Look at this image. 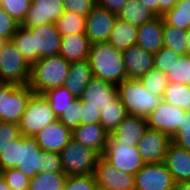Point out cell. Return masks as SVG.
Here are the masks:
<instances>
[{
  "label": "cell",
  "instance_id": "11",
  "mask_svg": "<svg viewBox=\"0 0 190 190\" xmlns=\"http://www.w3.org/2000/svg\"><path fill=\"white\" fill-rule=\"evenodd\" d=\"M97 186L105 190H130L135 186L134 175L120 172L102 156L94 170Z\"/></svg>",
  "mask_w": 190,
  "mask_h": 190
},
{
  "label": "cell",
  "instance_id": "31",
  "mask_svg": "<svg viewBox=\"0 0 190 190\" xmlns=\"http://www.w3.org/2000/svg\"><path fill=\"white\" fill-rule=\"evenodd\" d=\"M162 18L165 23L186 31L190 27V0H178Z\"/></svg>",
  "mask_w": 190,
  "mask_h": 190
},
{
  "label": "cell",
  "instance_id": "17",
  "mask_svg": "<svg viewBox=\"0 0 190 190\" xmlns=\"http://www.w3.org/2000/svg\"><path fill=\"white\" fill-rule=\"evenodd\" d=\"M127 79L139 80L154 67V54L139 45H132L122 52Z\"/></svg>",
  "mask_w": 190,
  "mask_h": 190
},
{
  "label": "cell",
  "instance_id": "46",
  "mask_svg": "<svg viewBox=\"0 0 190 190\" xmlns=\"http://www.w3.org/2000/svg\"><path fill=\"white\" fill-rule=\"evenodd\" d=\"M64 12L87 16L97 5V0H63Z\"/></svg>",
  "mask_w": 190,
  "mask_h": 190
},
{
  "label": "cell",
  "instance_id": "35",
  "mask_svg": "<svg viewBox=\"0 0 190 190\" xmlns=\"http://www.w3.org/2000/svg\"><path fill=\"white\" fill-rule=\"evenodd\" d=\"M186 31L163 21V45L176 51L180 56L186 55Z\"/></svg>",
  "mask_w": 190,
  "mask_h": 190
},
{
  "label": "cell",
  "instance_id": "39",
  "mask_svg": "<svg viewBox=\"0 0 190 190\" xmlns=\"http://www.w3.org/2000/svg\"><path fill=\"white\" fill-rule=\"evenodd\" d=\"M21 146V135L0 154V169L6 170L16 168L19 165V154Z\"/></svg>",
  "mask_w": 190,
  "mask_h": 190
},
{
  "label": "cell",
  "instance_id": "5",
  "mask_svg": "<svg viewBox=\"0 0 190 190\" xmlns=\"http://www.w3.org/2000/svg\"><path fill=\"white\" fill-rule=\"evenodd\" d=\"M58 118L43 94L33 93L18 124L20 134L35 137L42 128Z\"/></svg>",
  "mask_w": 190,
  "mask_h": 190
},
{
  "label": "cell",
  "instance_id": "25",
  "mask_svg": "<svg viewBox=\"0 0 190 190\" xmlns=\"http://www.w3.org/2000/svg\"><path fill=\"white\" fill-rule=\"evenodd\" d=\"M93 78L92 69L88 59L72 62L69 68V75L63 86L76 98H81L83 92Z\"/></svg>",
  "mask_w": 190,
  "mask_h": 190
},
{
  "label": "cell",
  "instance_id": "23",
  "mask_svg": "<svg viewBox=\"0 0 190 190\" xmlns=\"http://www.w3.org/2000/svg\"><path fill=\"white\" fill-rule=\"evenodd\" d=\"M147 129V118L128 114L112 134L122 143L138 146Z\"/></svg>",
  "mask_w": 190,
  "mask_h": 190
},
{
  "label": "cell",
  "instance_id": "52",
  "mask_svg": "<svg viewBox=\"0 0 190 190\" xmlns=\"http://www.w3.org/2000/svg\"><path fill=\"white\" fill-rule=\"evenodd\" d=\"M143 6L148 8L153 14L158 16V0H138Z\"/></svg>",
  "mask_w": 190,
  "mask_h": 190
},
{
  "label": "cell",
  "instance_id": "48",
  "mask_svg": "<svg viewBox=\"0 0 190 190\" xmlns=\"http://www.w3.org/2000/svg\"><path fill=\"white\" fill-rule=\"evenodd\" d=\"M18 26L19 24L0 7V40H11Z\"/></svg>",
  "mask_w": 190,
  "mask_h": 190
},
{
  "label": "cell",
  "instance_id": "53",
  "mask_svg": "<svg viewBox=\"0 0 190 190\" xmlns=\"http://www.w3.org/2000/svg\"><path fill=\"white\" fill-rule=\"evenodd\" d=\"M174 190H190V181L176 182Z\"/></svg>",
  "mask_w": 190,
  "mask_h": 190
},
{
  "label": "cell",
  "instance_id": "6",
  "mask_svg": "<svg viewBox=\"0 0 190 190\" xmlns=\"http://www.w3.org/2000/svg\"><path fill=\"white\" fill-rule=\"evenodd\" d=\"M33 93L29 84L0 83V116L2 120L19 124Z\"/></svg>",
  "mask_w": 190,
  "mask_h": 190
},
{
  "label": "cell",
  "instance_id": "34",
  "mask_svg": "<svg viewBox=\"0 0 190 190\" xmlns=\"http://www.w3.org/2000/svg\"><path fill=\"white\" fill-rule=\"evenodd\" d=\"M11 41L21 52L24 59L32 66L34 64L33 33L29 28L19 25Z\"/></svg>",
  "mask_w": 190,
  "mask_h": 190
},
{
  "label": "cell",
  "instance_id": "19",
  "mask_svg": "<svg viewBox=\"0 0 190 190\" xmlns=\"http://www.w3.org/2000/svg\"><path fill=\"white\" fill-rule=\"evenodd\" d=\"M118 97L115 84L93 77L81 96V100L103 110Z\"/></svg>",
  "mask_w": 190,
  "mask_h": 190
},
{
  "label": "cell",
  "instance_id": "37",
  "mask_svg": "<svg viewBox=\"0 0 190 190\" xmlns=\"http://www.w3.org/2000/svg\"><path fill=\"white\" fill-rule=\"evenodd\" d=\"M168 82L190 85V56L181 55L166 74Z\"/></svg>",
  "mask_w": 190,
  "mask_h": 190
},
{
  "label": "cell",
  "instance_id": "7",
  "mask_svg": "<svg viewBox=\"0 0 190 190\" xmlns=\"http://www.w3.org/2000/svg\"><path fill=\"white\" fill-rule=\"evenodd\" d=\"M63 172L67 176L94 174L98 158L94 150H91L79 142L71 139L60 151Z\"/></svg>",
  "mask_w": 190,
  "mask_h": 190
},
{
  "label": "cell",
  "instance_id": "27",
  "mask_svg": "<svg viewBox=\"0 0 190 190\" xmlns=\"http://www.w3.org/2000/svg\"><path fill=\"white\" fill-rule=\"evenodd\" d=\"M127 115L126 108L117 97L101 110L100 125L111 134Z\"/></svg>",
  "mask_w": 190,
  "mask_h": 190
},
{
  "label": "cell",
  "instance_id": "38",
  "mask_svg": "<svg viewBox=\"0 0 190 190\" xmlns=\"http://www.w3.org/2000/svg\"><path fill=\"white\" fill-rule=\"evenodd\" d=\"M31 4L32 0H1L0 7L22 25Z\"/></svg>",
  "mask_w": 190,
  "mask_h": 190
},
{
  "label": "cell",
  "instance_id": "56",
  "mask_svg": "<svg viewBox=\"0 0 190 190\" xmlns=\"http://www.w3.org/2000/svg\"><path fill=\"white\" fill-rule=\"evenodd\" d=\"M95 190H105V189H102V188L97 186V188Z\"/></svg>",
  "mask_w": 190,
  "mask_h": 190
},
{
  "label": "cell",
  "instance_id": "58",
  "mask_svg": "<svg viewBox=\"0 0 190 190\" xmlns=\"http://www.w3.org/2000/svg\"><path fill=\"white\" fill-rule=\"evenodd\" d=\"M2 177V170L0 169V178Z\"/></svg>",
  "mask_w": 190,
  "mask_h": 190
},
{
  "label": "cell",
  "instance_id": "50",
  "mask_svg": "<svg viewBox=\"0 0 190 190\" xmlns=\"http://www.w3.org/2000/svg\"><path fill=\"white\" fill-rule=\"evenodd\" d=\"M127 1L128 0H97V5L118 15Z\"/></svg>",
  "mask_w": 190,
  "mask_h": 190
},
{
  "label": "cell",
  "instance_id": "33",
  "mask_svg": "<svg viewBox=\"0 0 190 190\" xmlns=\"http://www.w3.org/2000/svg\"><path fill=\"white\" fill-rule=\"evenodd\" d=\"M55 24L61 36L85 33L86 17L72 12H64Z\"/></svg>",
  "mask_w": 190,
  "mask_h": 190
},
{
  "label": "cell",
  "instance_id": "54",
  "mask_svg": "<svg viewBox=\"0 0 190 190\" xmlns=\"http://www.w3.org/2000/svg\"><path fill=\"white\" fill-rule=\"evenodd\" d=\"M186 43H187V49H186V55L190 56V27L186 30Z\"/></svg>",
  "mask_w": 190,
  "mask_h": 190
},
{
  "label": "cell",
  "instance_id": "16",
  "mask_svg": "<svg viewBox=\"0 0 190 190\" xmlns=\"http://www.w3.org/2000/svg\"><path fill=\"white\" fill-rule=\"evenodd\" d=\"M35 139L42 151L60 153L72 139V130L57 119L42 128Z\"/></svg>",
  "mask_w": 190,
  "mask_h": 190
},
{
  "label": "cell",
  "instance_id": "21",
  "mask_svg": "<svg viewBox=\"0 0 190 190\" xmlns=\"http://www.w3.org/2000/svg\"><path fill=\"white\" fill-rule=\"evenodd\" d=\"M136 44L151 54L157 53L164 46L162 16H155L141 26H138Z\"/></svg>",
  "mask_w": 190,
  "mask_h": 190
},
{
  "label": "cell",
  "instance_id": "15",
  "mask_svg": "<svg viewBox=\"0 0 190 190\" xmlns=\"http://www.w3.org/2000/svg\"><path fill=\"white\" fill-rule=\"evenodd\" d=\"M63 13V0H32L22 26L32 28L55 23Z\"/></svg>",
  "mask_w": 190,
  "mask_h": 190
},
{
  "label": "cell",
  "instance_id": "41",
  "mask_svg": "<svg viewBox=\"0 0 190 190\" xmlns=\"http://www.w3.org/2000/svg\"><path fill=\"white\" fill-rule=\"evenodd\" d=\"M67 128L73 130L81 125V99L76 98L58 118Z\"/></svg>",
  "mask_w": 190,
  "mask_h": 190
},
{
  "label": "cell",
  "instance_id": "32",
  "mask_svg": "<svg viewBox=\"0 0 190 190\" xmlns=\"http://www.w3.org/2000/svg\"><path fill=\"white\" fill-rule=\"evenodd\" d=\"M43 95L48 99L55 116L59 118L75 100L68 89L64 86L48 89Z\"/></svg>",
  "mask_w": 190,
  "mask_h": 190
},
{
  "label": "cell",
  "instance_id": "22",
  "mask_svg": "<svg viewBox=\"0 0 190 190\" xmlns=\"http://www.w3.org/2000/svg\"><path fill=\"white\" fill-rule=\"evenodd\" d=\"M164 163L175 182L190 181V151L171 143L165 154Z\"/></svg>",
  "mask_w": 190,
  "mask_h": 190
},
{
  "label": "cell",
  "instance_id": "8",
  "mask_svg": "<svg viewBox=\"0 0 190 190\" xmlns=\"http://www.w3.org/2000/svg\"><path fill=\"white\" fill-rule=\"evenodd\" d=\"M102 157L118 171L131 175L145 165L137 146L120 142L112 133L109 134Z\"/></svg>",
  "mask_w": 190,
  "mask_h": 190
},
{
  "label": "cell",
  "instance_id": "1",
  "mask_svg": "<svg viewBox=\"0 0 190 190\" xmlns=\"http://www.w3.org/2000/svg\"><path fill=\"white\" fill-rule=\"evenodd\" d=\"M88 61L93 77L115 85L127 79L122 52L115 49L109 42L91 44Z\"/></svg>",
  "mask_w": 190,
  "mask_h": 190
},
{
  "label": "cell",
  "instance_id": "12",
  "mask_svg": "<svg viewBox=\"0 0 190 190\" xmlns=\"http://www.w3.org/2000/svg\"><path fill=\"white\" fill-rule=\"evenodd\" d=\"M33 33L34 63L38 59L59 55L61 34L55 23L29 28Z\"/></svg>",
  "mask_w": 190,
  "mask_h": 190
},
{
  "label": "cell",
  "instance_id": "55",
  "mask_svg": "<svg viewBox=\"0 0 190 190\" xmlns=\"http://www.w3.org/2000/svg\"><path fill=\"white\" fill-rule=\"evenodd\" d=\"M0 190H12L6 183L3 176L0 178Z\"/></svg>",
  "mask_w": 190,
  "mask_h": 190
},
{
  "label": "cell",
  "instance_id": "26",
  "mask_svg": "<svg viewBox=\"0 0 190 190\" xmlns=\"http://www.w3.org/2000/svg\"><path fill=\"white\" fill-rule=\"evenodd\" d=\"M138 26L117 17L108 42L118 51H125L128 47L136 45Z\"/></svg>",
  "mask_w": 190,
  "mask_h": 190
},
{
  "label": "cell",
  "instance_id": "45",
  "mask_svg": "<svg viewBox=\"0 0 190 190\" xmlns=\"http://www.w3.org/2000/svg\"><path fill=\"white\" fill-rule=\"evenodd\" d=\"M171 140L176 146L190 151V110H187L184 115L182 128L171 138Z\"/></svg>",
  "mask_w": 190,
  "mask_h": 190
},
{
  "label": "cell",
  "instance_id": "36",
  "mask_svg": "<svg viewBox=\"0 0 190 190\" xmlns=\"http://www.w3.org/2000/svg\"><path fill=\"white\" fill-rule=\"evenodd\" d=\"M139 81L142 83L144 89L158 97H163L166 85L168 84L166 74L155 67L143 75Z\"/></svg>",
  "mask_w": 190,
  "mask_h": 190
},
{
  "label": "cell",
  "instance_id": "44",
  "mask_svg": "<svg viewBox=\"0 0 190 190\" xmlns=\"http://www.w3.org/2000/svg\"><path fill=\"white\" fill-rule=\"evenodd\" d=\"M20 135L18 124L3 121L0 125V154Z\"/></svg>",
  "mask_w": 190,
  "mask_h": 190
},
{
  "label": "cell",
  "instance_id": "10",
  "mask_svg": "<svg viewBox=\"0 0 190 190\" xmlns=\"http://www.w3.org/2000/svg\"><path fill=\"white\" fill-rule=\"evenodd\" d=\"M186 111L162 101L148 115V128L161 131L172 138L182 128V121Z\"/></svg>",
  "mask_w": 190,
  "mask_h": 190
},
{
  "label": "cell",
  "instance_id": "28",
  "mask_svg": "<svg viewBox=\"0 0 190 190\" xmlns=\"http://www.w3.org/2000/svg\"><path fill=\"white\" fill-rule=\"evenodd\" d=\"M155 16V14L143 6L138 0H128L117 15L120 19L137 26H141Z\"/></svg>",
  "mask_w": 190,
  "mask_h": 190
},
{
  "label": "cell",
  "instance_id": "24",
  "mask_svg": "<svg viewBox=\"0 0 190 190\" xmlns=\"http://www.w3.org/2000/svg\"><path fill=\"white\" fill-rule=\"evenodd\" d=\"M90 46L85 33L61 36L59 55L70 63L83 61L88 59Z\"/></svg>",
  "mask_w": 190,
  "mask_h": 190
},
{
  "label": "cell",
  "instance_id": "43",
  "mask_svg": "<svg viewBox=\"0 0 190 190\" xmlns=\"http://www.w3.org/2000/svg\"><path fill=\"white\" fill-rule=\"evenodd\" d=\"M97 183L93 174L68 176L64 190H95Z\"/></svg>",
  "mask_w": 190,
  "mask_h": 190
},
{
  "label": "cell",
  "instance_id": "20",
  "mask_svg": "<svg viewBox=\"0 0 190 190\" xmlns=\"http://www.w3.org/2000/svg\"><path fill=\"white\" fill-rule=\"evenodd\" d=\"M108 137L107 131L96 123L81 124L72 130V139L94 150L99 156H102L106 149Z\"/></svg>",
  "mask_w": 190,
  "mask_h": 190
},
{
  "label": "cell",
  "instance_id": "57",
  "mask_svg": "<svg viewBox=\"0 0 190 190\" xmlns=\"http://www.w3.org/2000/svg\"><path fill=\"white\" fill-rule=\"evenodd\" d=\"M3 120H2V117L0 116V125L2 124Z\"/></svg>",
  "mask_w": 190,
  "mask_h": 190
},
{
  "label": "cell",
  "instance_id": "18",
  "mask_svg": "<svg viewBox=\"0 0 190 190\" xmlns=\"http://www.w3.org/2000/svg\"><path fill=\"white\" fill-rule=\"evenodd\" d=\"M16 168L29 178L42 172V150L35 137L21 135L19 165Z\"/></svg>",
  "mask_w": 190,
  "mask_h": 190
},
{
  "label": "cell",
  "instance_id": "29",
  "mask_svg": "<svg viewBox=\"0 0 190 190\" xmlns=\"http://www.w3.org/2000/svg\"><path fill=\"white\" fill-rule=\"evenodd\" d=\"M67 177L65 173L40 172L30 178L28 190H64Z\"/></svg>",
  "mask_w": 190,
  "mask_h": 190
},
{
  "label": "cell",
  "instance_id": "13",
  "mask_svg": "<svg viewBox=\"0 0 190 190\" xmlns=\"http://www.w3.org/2000/svg\"><path fill=\"white\" fill-rule=\"evenodd\" d=\"M117 15L96 5L86 16L85 34L91 44L108 42Z\"/></svg>",
  "mask_w": 190,
  "mask_h": 190
},
{
  "label": "cell",
  "instance_id": "51",
  "mask_svg": "<svg viewBox=\"0 0 190 190\" xmlns=\"http://www.w3.org/2000/svg\"><path fill=\"white\" fill-rule=\"evenodd\" d=\"M178 0H158V16H163L170 11Z\"/></svg>",
  "mask_w": 190,
  "mask_h": 190
},
{
  "label": "cell",
  "instance_id": "2",
  "mask_svg": "<svg viewBox=\"0 0 190 190\" xmlns=\"http://www.w3.org/2000/svg\"><path fill=\"white\" fill-rule=\"evenodd\" d=\"M71 63L61 55L38 59L31 66L29 86L34 93L43 94L48 89L63 86L69 75Z\"/></svg>",
  "mask_w": 190,
  "mask_h": 190
},
{
  "label": "cell",
  "instance_id": "9",
  "mask_svg": "<svg viewBox=\"0 0 190 190\" xmlns=\"http://www.w3.org/2000/svg\"><path fill=\"white\" fill-rule=\"evenodd\" d=\"M134 181L136 190H172L176 183L164 162L145 164Z\"/></svg>",
  "mask_w": 190,
  "mask_h": 190
},
{
  "label": "cell",
  "instance_id": "3",
  "mask_svg": "<svg viewBox=\"0 0 190 190\" xmlns=\"http://www.w3.org/2000/svg\"><path fill=\"white\" fill-rule=\"evenodd\" d=\"M116 87L118 98L129 115L147 118L163 101V97L152 95L144 89L139 80L125 79Z\"/></svg>",
  "mask_w": 190,
  "mask_h": 190
},
{
  "label": "cell",
  "instance_id": "49",
  "mask_svg": "<svg viewBox=\"0 0 190 190\" xmlns=\"http://www.w3.org/2000/svg\"><path fill=\"white\" fill-rule=\"evenodd\" d=\"M101 110L81 100V124H100Z\"/></svg>",
  "mask_w": 190,
  "mask_h": 190
},
{
  "label": "cell",
  "instance_id": "14",
  "mask_svg": "<svg viewBox=\"0 0 190 190\" xmlns=\"http://www.w3.org/2000/svg\"><path fill=\"white\" fill-rule=\"evenodd\" d=\"M171 143V137L167 134L148 128L137 147L145 164H153L164 162Z\"/></svg>",
  "mask_w": 190,
  "mask_h": 190
},
{
  "label": "cell",
  "instance_id": "47",
  "mask_svg": "<svg viewBox=\"0 0 190 190\" xmlns=\"http://www.w3.org/2000/svg\"><path fill=\"white\" fill-rule=\"evenodd\" d=\"M42 172L64 173L60 153L42 151Z\"/></svg>",
  "mask_w": 190,
  "mask_h": 190
},
{
  "label": "cell",
  "instance_id": "30",
  "mask_svg": "<svg viewBox=\"0 0 190 190\" xmlns=\"http://www.w3.org/2000/svg\"><path fill=\"white\" fill-rule=\"evenodd\" d=\"M163 101L184 109H190V85L168 82L163 95Z\"/></svg>",
  "mask_w": 190,
  "mask_h": 190
},
{
  "label": "cell",
  "instance_id": "42",
  "mask_svg": "<svg viewBox=\"0 0 190 190\" xmlns=\"http://www.w3.org/2000/svg\"><path fill=\"white\" fill-rule=\"evenodd\" d=\"M180 57V55L168 47H162L157 53L154 54V67L161 72L168 74L170 67Z\"/></svg>",
  "mask_w": 190,
  "mask_h": 190
},
{
  "label": "cell",
  "instance_id": "40",
  "mask_svg": "<svg viewBox=\"0 0 190 190\" xmlns=\"http://www.w3.org/2000/svg\"><path fill=\"white\" fill-rule=\"evenodd\" d=\"M2 176L12 190H28L30 178L17 168L2 171Z\"/></svg>",
  "mask_w": 190,
  "mask_h": 190
},
{
  "label": "cell",
  "instance_id": "4",
  "mask_svg": "<svg viewBox=\"0 0 190 190\" xmlns=\"http://www.w3.org/2000/svg\"><path fill=\"white\" fill-rule=\"evenodd\" d=\"M31 65L11 40L0 46V83L29 84Z\"/></svg>",
  "mask_w": 190,
  "mask_h": 190
}]
</instances>
